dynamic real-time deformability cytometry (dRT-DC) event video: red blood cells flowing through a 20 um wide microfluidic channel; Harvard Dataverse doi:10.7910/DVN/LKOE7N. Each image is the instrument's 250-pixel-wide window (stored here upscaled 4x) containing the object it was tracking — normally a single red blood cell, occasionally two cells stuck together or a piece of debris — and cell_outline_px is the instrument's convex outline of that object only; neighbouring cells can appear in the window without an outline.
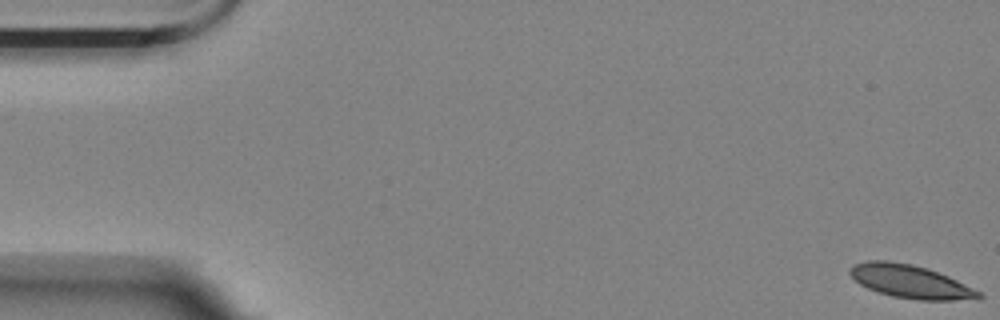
{"species": "Egyptian fruit bat (a non-hibernating species)", "species_latin": "Rousettus aegyptiacus", "temperature_condition": "room temperature", "stored_images_in_passage": 58, "camera_frame_rate_fps": 3000, "um_per_image_px": 0.085, "animal": {"sex": "female"}, "frame": {"image": 1, "passage_image": 1, "time_ms": 0.0, "image_size_px": [1000, 320], "cell_outline_px": [[984, 296], [952, 300], [920, 300], [892, 296], [876, 292], [860, 284], [848, 272], [852, 264], [868, 260], [888, 260], [912, 264], [928, 268], [948, 276], [980, 292]], "centroid_in_image_um": [77.3, 23.91], "position_along_channel_um": 7.7, "area_um2": 24.68}}
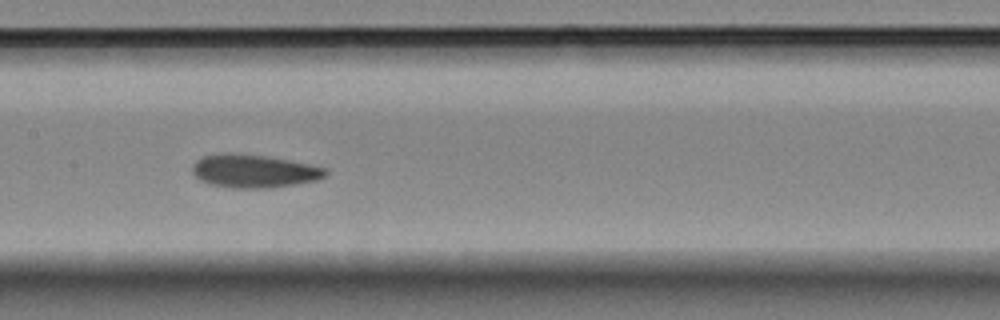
{"frame": {"image": 2, "passage_image": 28, "time_ms": 9.0, "image_size_px": [1000, 320], "cell_outline_px": [[328, 176], [320, 180], [272, 188], [232, 188], [208, 184], [200, 180], [192, 172], [192, 164], [196, 160], [204, 156], [264, 156], [288, 160], [328, 168]], "centroid_in_image_um": [21.68, 14.6], "position_along_channel_um": 185.7, "area_um2": 25.14}}
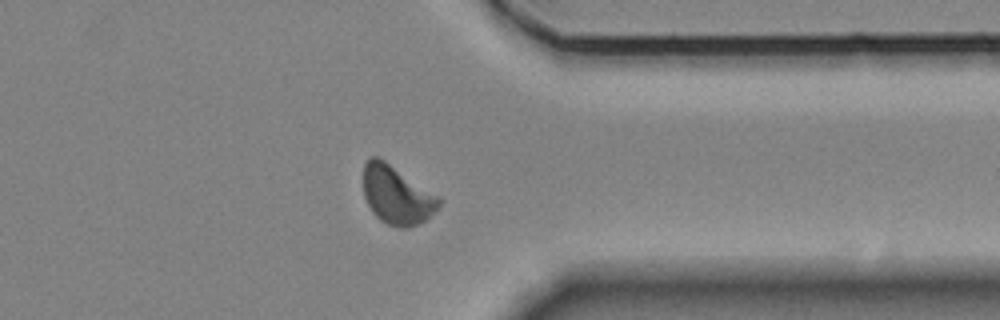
{"frame": {"image": 3, "passage_image": 45, "time_ms": 14.667, "image_size_px": [1000, 320], "cell_outline_px": [[440, 204], [424, 220], [408, 228], [400, 228], [388, 224], [380, 220], [372, 212], [364, 196], [364, 164], [372, 156], [380, 156], [440, 196]], "centroid_in_image_um": [33.71, 16.54], "position_along_channel_um": 377.7, "area_um2": 25.72}, "authors_computed_cell_mechanics": {"area_um2": 25.2008, "velocity_mm_per_s": 3.5023, "shape_relaxation_time_tau1_ms": null, "shape_relaxation_time_tau2_ms": 6.9286, "deformation_change_tau1": null, "deformation_change_tau2": 0.1153}}